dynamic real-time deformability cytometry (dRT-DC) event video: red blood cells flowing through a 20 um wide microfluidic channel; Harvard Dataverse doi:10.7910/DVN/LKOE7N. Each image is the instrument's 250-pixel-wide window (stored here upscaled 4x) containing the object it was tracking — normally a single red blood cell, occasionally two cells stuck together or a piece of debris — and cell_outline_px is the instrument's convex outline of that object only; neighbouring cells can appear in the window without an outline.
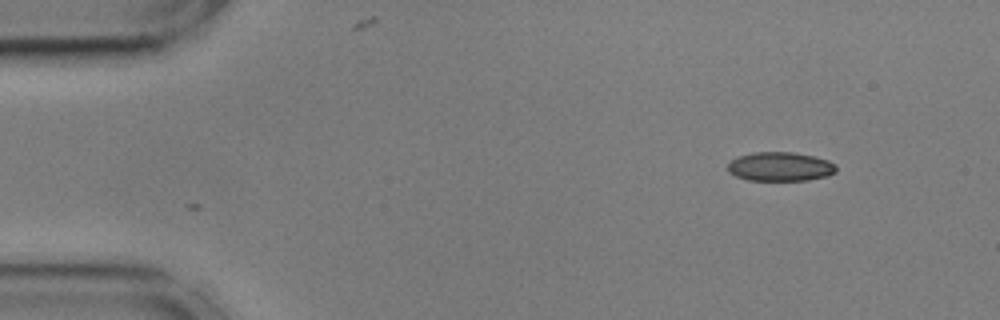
{"species": "common noctule bat (a hibernating species)", "species_latin": "Nyctalus noctula", "temperature_condition": "cold", "stored_images_in_passage": 2, "camera_frame_rate_fps": 3000, "um_per_image_px": 0.085, "animal": {"sex": "male", "body_mass_g": 17.9, "forearm_length_mm": 54.2}, "frame": {"image": 1, "passage_image": 1, "time_ms": 0.0, "image_size_px": [1000, 320], "cell_outline_px": [[836, 172], [828, 176], [808, 180], [748, 180], [736, 176], [728, 172], [728, 164], [736, 156], [752, 152], [792, 152], [812, 156], [828, 160], [836, 164]], "centroid_in_image_um": [66.31, 14.16], "position_along_channel_um": 18.7, "area_um2": 18.44}}